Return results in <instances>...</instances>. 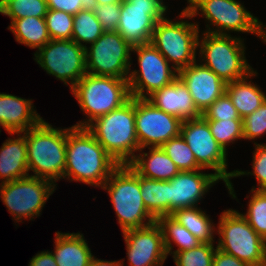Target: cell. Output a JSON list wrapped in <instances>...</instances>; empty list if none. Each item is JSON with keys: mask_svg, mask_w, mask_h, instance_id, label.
I'll return each instance as SVG.
<instances>
[{"mask_svg": "<svg viewBox=\"0 0 266 266\" xmlns=\"http://www.w3.org/2000/svg\"><path fill=\"white\" fill-rule=\"evenodd\" d=\"M215 251L213 242L200 243L195 248L177 252L173 258L176 266H212Z\"/></svg>", "mask_w": 266, "mask_h": 266, "instance_id": "obj_34", "label": "cell"}, {"mask_svg": "<svg viewBox=\"0 0 266 266\" xmlns=\"http://www.w3.org/2000/svg\"><path fill=\"white\" fill-rule=\"evenodd\" d=\"M181 136L194 153L197 163L203 168H212L215 175L224 181L229 194L235 199V193L230 178L235 170L227 172V153L214 139L208 122L201 116L196 119L185 120L181 126Z\"/></svg>", "mask_w": 266, "mask_h": 266, "instance_id": "obj_10", "label": "cell"}, {"mask_svg": "<svg viewBox=\"0 0 266 266\" xmlns=\"http://www.w3.org/2000/svg\"><path fill=\"white\" fill-rule=\"evenodd\" d=\"M104 31H116L121 16V3L97 5L93 10Z\"/></svg>", "mask_w": 266, "mask_h": 266, "instance_id": "obj_40", "label": "cell"}, {"mask_svg": "<svg viewBox=\"0 0 266 266\" xmlns=\"http://www.w3.org/2000/svg\"><path fill=\"white\" fill-rule=\"evenodd\" d=\"M18 138L6 140L0 149V179L3 183L15 181L30 176L28 173L27 145L25 132Z\"/></svg>", "mask_w": 266, "mask_h": 266, "instance_id": "obj_22", "label": "cell"}, {"mask_svg": "<svg viewBox=\"0 0 266 266\" xmlns=\"http://www.w3.org/2000/svg\"><path fill=\"white\" fill-rule=\"evenodd\" d=\"M149 153L139 154L129 166L141 177L169 181L180 170L161 147H148ZM147 156V157H146Z\"/></svg>", "mask_w": 266, "mask_h": 266, "instance_id": "obj_23", "label": "cell"}, {"mask_svg": "<svg viewBox=\"0 0 266 266\" xmlns=\"http://www.w3.org/2000/svg\"><path fill=\"white\" fill-rule=\"evenodd\" d=\"M29 266H57L52 252L37 253L29 262Z\"/></svg>", "mask_w": 266, "mask_h": 266, "instance_id": "obj_43", "label": "cell"}, {"mask_svg": "<svg viewBox=\"0 0 266 266\" xmlns=\"http://www.w3.org/2000/svg\"><path fill=\"white\" fill-rule=\"evenodd\" d=\"M28 172L56 182L64 178L66 168L67 129H56L42 120L38 125L25 131Z\"/></svg>", "mask_w": 266, "mask_h": 266, "instance_id": "obj_3", "label": "cell"}, {"mask_svg": "<svg viewBox=\"0 0 266 266\" xmlns=\"http://www.w3.org/2000/svg\"><path fill=\"white\" fill-rule=\"evenodd\" d=\"M155 107L179 118L182 121L196 119L202 116L197 110L191 94L187 87L179 79H175L171 84L162 87L148 96Z\"/></svg>", "mask_w": 266, "mask_h": 266, "instance_id": "obj_20", "label": "cell"}, {"mask_svg": "<svg viewBox=\"0 0 266 266\" xmlns=\"http://www.w3.org/2000/svg\"><path fill=\"white\" fill-rule=\"evenodd\" d=\"M182 120L155 107L147 99L135 98V127L140 150L161 147L179 136Z\"/></svg>", "mask_w": 266, "mask_h": 266, "instance_id": "obj_16", "label": "cell"}, {"mask_svg": "<svg viewBox=\"0 0 266 266\" xmlns=\"http://www.w3.org/2000/svg\"><path fill=\"white\" fill-rule=\"evenodd\" d=\"M122 263V264H121ZM124 266L123 261H106L93 256L90 266Z\"/></svg>", "mask_w": 266, "mask_h": 266, "instance_id": "obj_44", "label": "cell"}, {"mask_svg": "<svg viewBox=\"0 0 266 266\" xmlns=\"http://www.w3.org/2000/svg\"><path fill=\"white\" fill-rule=\"evenodd\" d=\"M133 51L138 54L140 70H132L127 78L132 98L147 99L148 95L178 78V71L170 68L169 62L151 42L135 45Z\"/></svg>", "mask_w": 266, "mask_h": 266, "instance_id": "obj_12", "label": "cell"}, {"mask_svg": "<svg viewBox=\"0 0 266 266\" xmlns=\"http://www.w3.org/2000/svg\"><path fill=\"white\" fill-rule=\"evenodd\" d=\"M163 0H124L117 32L133 47L151 42L156 22L165 16Z\"/></svg>", "mask_w": 266, "mask_h": 266, "instance_id": "obj_15", "label": "cell"}, {"mask_svg": "<svg viewBox=\"0 0 266 266\" xmlns=\"http://www.w3.org/2000/svg\"><path fill=\"white\" fill-rule=\"evenodd\" d=\"M86 129L120 165L129 164L139 151L135 127V98L121 107L95 118Z\"/></svg>", "mask_w": 266, "mask_h": 266, "instance_id": "obj_2", "label": "cell"}, {"mask_svg": "<svg viewBox=\"0 0 266 266\" xmlns=\"http://www.w3.org/2000/svg\"><path fill=\"white\" fill-rule=\"evenodd\" d=\"M178 78L187 87L201 114L226 92V83L200 63L194 62L179 70Z\"/></svg>", "mask_w": 266, "mask_h": 266, "instance_id": "obj_19", "label": "cell"}, {"mask_svg": "<svg viewBox=\"0 0 266 266\" xmlns=\"http://www.w3.org/2000/svg\"><path fill=\"white\" fill-rule=\"evenodd\" d=\"M170 216L188 229L201 243L214 242L215 226L209 216L197 206L177 209Z\"/></svg>", "mask_w": 266, "mask_h": 266, "instance_id": "obj_29", "label": "cell"}, {"mask_svg": "<svg viewBox=\"0 0 266 266\" xmlns=\"http://www.w3.org/2000/svg\"><path fill=\"white\" fill-rule=\"evenodd\" d=\"M255 144V151L253 156V172H245L235 170L234 177H239L241 175L251 174L256 176L259 184L257 189L252 188V190H266V144Z\"/></svg>", "mask_w": 266, "mask_h": 266, "instance_id": "obj_39", "label": "cell"}, {"mask_svg": "<svg viewBox=\"0 0 266 266\" xmlns=\"http://www.w3.org/2000/svg\"><path fill=\"white\" fill-rule=\"evenodd\" d=\"M55 187L56 185L47 179L27 176L0 184V196L10 214L15 216V221L19 222L23 217L32 220L40 215Z\"/></svg>", "mask_w": 266, "mask_h": 266, "instance_id": "obj_14", "label": "cell"}, {"mask_svg": "<svg viewBox=\"0 0 266 266\" xmlns=\"http://www.w3.org/2000/svg\"><path fill=\"white\" fill-rule=\"evenodd\" d=\"M217 228L220 238L216 248L249 266H266V240L241 213L233 209L224 211Z\"/></svg>", "mask_w": 266, "mask_h": 266, "instance_id": "obj_7", "label": "cell"}, {"mask_svg": "<svg viewBox=\"0 0 266 266\" xmlns=\"http://www.w3.org/2000/svg\"><path fill=\"white\" fill-rule=\"evenodd\" d=\"M199 170L180 171L169 180V215L177 209L197 206L210 187L221 180Z\"/></svg>", "mask_w": 266, "mask_h": 266, "instance_id": "obj_18", "label": "cell"}, {"mask_svg": "<svg viewBox=\"0 0 266 266\" xmlns=\"http://www.w3.org/2000/svg\"><path fill=\"white\" fill-rule=\"evenodd\" d=\"M31 100L0 93V124L8 133H23L43 118L33 109Z\"/></svg>", "mask_w": 266, "mask_h": 266, "instance_id": "obj_21", "label": "cell"}, {"mask_svg": "<svg viewBox=\"0 0 266 266\" xmlns=\"http://www.w3.org/2000/svg\"><path fill=\"white\" fill-rule=\"evenodd\" d=\"M129 266H162L167 258L163 234L157 222L123 232Z\"/></svg>", "mask_w": 266, "mask_h": 266, "instance_id": "obj_17", "label": "cell"}, {"mask_svg": "<svg viewBox=\"0 0 266 266\" xmlns=\"http://www.w3.org/2000/svg\"><path fill=\"white\" fill-rule=\"evenodd\" d=\"M119 165L86 127L67 128L64 178L99 187Z\"/></svg>", "mask_w": 266, "mask_h": 266, "instance_id": "obj_1", "label": "cell"}, {"mask_svg": "<svg viewBox=\"0 0 266 266\" xmlns=\"http://www.w3.org/2000/svg\"><path fill=\"white\" fill-rule=\"evenodd\" d=\"M48 6L46 0H0V13L15 19L26 17L45 18Z\"/></svg>", "mask_w": 266, "mask_h": 266, "instance_id": "obj_31", "label": "cell"}, {"mask_svg": "<svg viewBox=\"0 0 266 266\" xmlns=\"http://www.w3.org/2000/svg\"><path fill=\"white\" fill-rule=\"evenodd\" d=\"M98 5L122 3L124 0H96Z\"/></svg>", "mask_w": 266, "mask_h": 266, "instance_id": "obj_46", "label": "cell"}, {"mask_svg": "<svg viewBox=\"0 0 266 266\" xmlns=\"http://www.w3.org/2000/svg\"><path fill=\"white\" fill-rule=\"evenodd\" d=\"M266 134V101L243 118V139L254 140Z\"/></svg>", "mask_w": 266, "mask_h": 266, "instance_id": "obj_38", "label": "cell"}, {"mask_svg": "<svg viewBox=\"0 0 266 266\" xmlns=\"http://www.w3.org/2000/svg\"><path fill=\"white\" fill-rule=\"evenodd\" d=\"M189 5L183 9L180 18H192L198 14L205 16L211 25L217 27L208 33L227 34L224 31L248 32L257 35L266 43V29L245 7L236 0H188Z\"/></svg>", "mask_w": 266, "mask_h": 266, "instance_id": "obj_6", "label": "cell"}, {"mask_svg": "<svg viewBox=\"0 0 266 266\" xmlns=\"http://www.w3.org/2000/svg\"><path fill=\"white\" fill-rule=\"evenodd\" d=\"M73 20L70 13L48 9L45 21L50 38L72 40Z\"/></svg>", "mask_w": 266, "mask_h": 266, "instance_id": "obj_36", "label": "cell"}, {"mask_svg": "<svg viewBox=\"0 0 266 266\" xmlns=\"http://www.w3.org/2000/svg\"><path fill=\"white\" fill-rule=\"evenodd\" d=\"M212 266H249L245 262L239 260L233 255H229L216 248Z\"/></svg>", "mask_w": 266, "mask_h": 266, "instance_id": "obj_42", "label": "cell"}, {"mask_svg": "<svg viewBox=\"0 0 266 266\" xmlns=\"http://www.w3.org/2000/svg\"><path fill=\"white\" fill-rule=\"evenodd\" d=\"M199 25L186 21L173 22L163 18L156 22L151 43L166 58L173 62L177 71L196 62Z\"/></svg>", "mask_w": 266, "mask_h": 266, "instance_id": "obj_9", "label": "cell"}, {"mask_svg": "<svg viewBox=\"0 0 266 266\" xmlns=\"http://www.w3.org/2000/svg\"><path fill=\"white\" fill-rule=\"evenodd\" d=\"M101 188L107 190L110 196L122 233L147 227L156 222V218L143 202L140 176L129 164L119 165Z\"/></svg>", "mask_w": 266, "mask_h": 266, "instance_id": "obj_4", "label": "cell"}, {"mask_svg": "<svg viewBox=\"0 0 266 266\" xmlns=\"http://www.w3.org/2000/svg\"><path fill=\"white\" fill-rule=\"evenodd\" d=\"M161 148L175 163L180 171H194L203 169L196 161L194 153L181 136L173 137L165 142Z\"/></svg>", "mask_w": 266, "mask_h": 266, "instance_id": "obj_32", "label": "cell"}, {"mask_svg": "<svg viewBox=\"0 0 266 266\" xmlns=\"http://www.w3.org/2000/svg\"><path fill=\"white\" fill-rule=\"evenodd\" d=\"M48 9L64 11L76 15L83 10L82 0H46Z\"/></svg>", "mask_w": 266, "mask_h": 266, "instance_id": "obj_41", "label": "cell"}, {"mask_svg": "<svg viewBox=\"0 0 266 266\" xmlns=\"http://www.w3.org/2000/svg\"><path fill=\"white\" fill-rule=\"evenodd\" d=\"M70 90L89 118L73 125L75 127H86L95 118L121 107L131 98L127 79L88 73Z\"/></svg>", "mask_w": 266, "mask_h": 266, "instance_id": "obj_5", "label": "cell"}, {"mask_svg": "<svg viewBox=\"0 0 266 266\" xmlns=\"http://www.w3.org/2000/svg\"><path fill=\"white\" fill-rule=\"evenodd\" d=\"M202 117L205 120H243L226 92L202 113Z\"/></svg>", "mask_w": 266, "mask_h": 266, "instance_id": "obj_37", "label": "cell"}, {"mask_svg": "<svg viewBox=\"0 0 266 266\" xmlns=\"http://www.w3.org/2000/svg\"><path fill=\"white\" fill-rule=\"evenodd\" d=\"M140 189L147 210L156 219L169 215V181L140 176Z\"/></svg>", "mask_w": 266, "mask_h": 266, "instance_id": "obj_28", "label": "cell"}, {"mask_svg": "<svg viewBox=\"0 0 266 266\" xmlns=\"http://www.w3.org/2000/svg\"><path fill=\"white\" fill-rule=\"evenodd\" d=\"M105 31L93 11L81 10L74 15L72 40L82 47L94 43Z\"/></svg>", "mask_w": 266, "mask_h": 266, "instance_id": "obj_30", "label": "cell"}, {"mask_svg": "<svg viewBox=\"0 0 266 266\" xmlns=\"http://www.w3.org/2000/svg\"><path fill=\"white\" fill-rule=\"evenodd\" d=\"M34 56L48 74L71 84L70 89L87 74L85 47L73 40L51 39Z\"/></svg>", "mask_w": 266, "mask_h": 266, "instance_id": "obj_11", "label": "cell"}, {"mask_svg": "<svg viewBox=\"0 0 266 266\" xmlns=\"http://www.w3.org/2000/svg\"><path fill=\"white\" fill-rule=\"evenodd\" d=\"M83 10L93 11L94 8L98 5L96 0H82Z\"/></svg>", "mask_w": 266, "mask_h": 266, "instance_id": "obj_45", "label": "cell"}, {"mask_svg": "<svg viewBox=\"0 0 266 266\" xmlns=\"http://www.w3.org/2000/svg\"><path fill=\"white\" fill-rule=\"evenodd\" d=\"M163 234V242L166 254H173V256L180 251L189 250L197 247L201 242L183 225L179 224L170 215L160 216L156 219ZM171 241L179 248L172 252L173 246Z\"/></svg>", "mask_w": 266, "mask_h": 266, "instance_id": "obj_27", "label": "cell"}, {"mask_svg": "<svg viewBox=\"0 0 266 266\" xmlns=\"http://www.w3.org/2000/svg\"><path fill=\"white\" fill-rule=\"evenodd\" d=\"M214 139L227 151V145L243 139V120H206Z\"/></svg>", "mask_w": 266, "mask_h": 266, "instance_id": "obj_35", "label": "cell"}, {"mask_svg": "<svg viewBox=\"0 0 266 266\" xmlns=\"http://www.w3.org/2000/svg\"><path fill=\"white\" fill-rule=\"evenodd\" d=\"M256 74L257 72L253 71L248 77L226 84V93L241 119L253 113L266 101V95L262 90L251 81H246Z\"/></svg>", "mask_w": 266, "mask_h": 266, "instance_id": "obj_25", "label": "cell"}, {"mask_svg": "<svg viewBox=\"0 0 266 266\" xmlns=\"http://www.w3.org/2000/svg\"><path fill=\"white\" fill-rule=\"evenodd\" d=\"M202 35V40L198 39L201 59L206 62L202 65L213 71L226 84L248 77L253 72L246 61L245 46L240 38L230 37V34L208 32Z\"/></svg>", "mask_w": 266, "mask_h": 266, "instance_id": "obj_8", "label": "cell"}, {"mask_svg": "<svg viewBox=\"0 0 266 266\" xmlns=\"http://www.w3.org/2000/svg\"><path fill=\"white\" fill-rule=\"evenodd\" d=\"M246 214L249 225L266 240V190H252Z\"/></svg>", "mask_w": 266, "mask_h": 266, "instance_id": "obj_33", "label": "cell"}, {"mask_svg": "<svg viewBox=\"0 0 266 266\" xmlns=\"http://www.w3.org/2000/svg\"><path fill=\"white\" fill-rule=\"evenodd\" d=\"M15 35L18 43L25 44L32 49L42 48L51 40L45 18L26 17L15 19L8 27Z\"/></svg>", "mask_w": 266, "mask_h": 266, "instance_id": "obj_26", "label": "cell"}, {"mask_svg": "<svg viewBox=\"0 0 266 266\" xmlns=\"http://www.w3.org/2000/svg\"><path fill=\"white\" fill-rule=\"evenodd\" d=\"M55 239L57 266H90L93 255L83 234L56 232Z\"/></svg>", "mask_w": 266, "mask_h": 266, "instance_id": "obj_24", "label": "cell"}, {"mask_svg": "<svg viewBox=\"0 0 266 266\" xmlns=\"http://www.w3.org/2000/svg\"><path fill=\"white\" fill-rule=\"evenodd\" d=\"M86 50L88 74L127 79L132 46L117 32L105 31Z\"/></svg>", "mask_w": 266, "mask_h": 266, "instance_id": "obj_13", "label": "cell"}]
</instances>
